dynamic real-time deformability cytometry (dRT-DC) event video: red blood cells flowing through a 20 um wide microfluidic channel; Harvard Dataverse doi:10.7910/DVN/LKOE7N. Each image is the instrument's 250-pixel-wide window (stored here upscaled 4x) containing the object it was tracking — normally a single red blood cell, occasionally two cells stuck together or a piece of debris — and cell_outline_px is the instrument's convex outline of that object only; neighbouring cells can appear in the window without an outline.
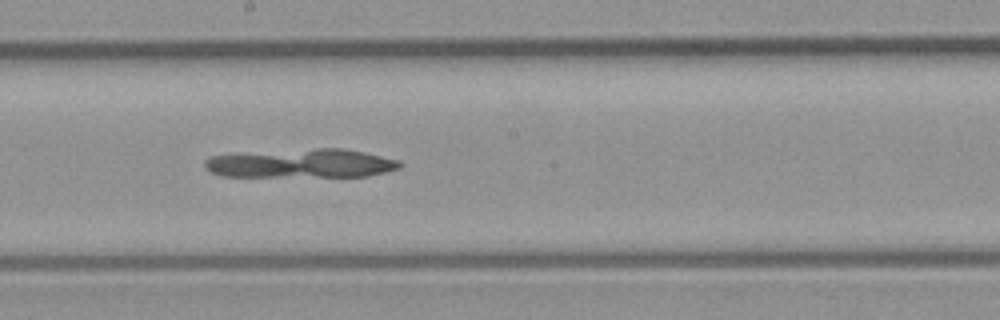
{"species": "common noctule bat (a hibernating species)", "species_latin": "Nyctalus noctula", "temperature_condition": "room temperature", "stored_images_in_passage": 9, "camera_frame_rate_fps": 3000, "um_per_image_px": 0.085, "animal": {"sex": "male", "body_mass_g": 23.1, "forearm_length_mm": 52.7}, "frame": {"image": 1, "passage_image": 8, "time_ms": 8.0, "image_size_px": [1000, 320], "cell_outline_px": [[404, 164], [400, 168], [368, 176], [220, 176], [204, 168], [204, 160], [212, 156], [316, 148], [344, 148], [364, 152], [400, 160]], "centroid_in_image_um": [25.68, 13.89], "position_along_channel_um": 222.5, "area_um2": 32.43}}